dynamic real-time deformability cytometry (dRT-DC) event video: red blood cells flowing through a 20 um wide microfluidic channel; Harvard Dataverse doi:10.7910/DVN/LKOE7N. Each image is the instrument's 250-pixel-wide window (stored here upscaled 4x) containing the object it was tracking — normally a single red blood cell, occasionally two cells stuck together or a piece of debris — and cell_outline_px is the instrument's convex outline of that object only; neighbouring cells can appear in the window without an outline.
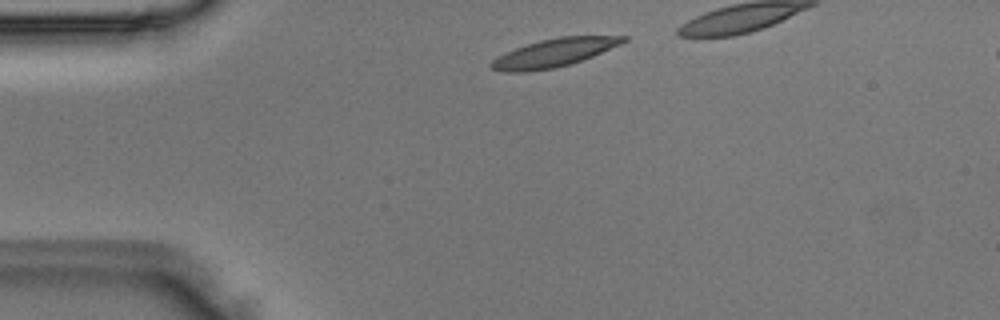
{"species": "Egyptian fruit bat (a non-hibernating species)", "species_latin": "Rousettus aegyptiacus", "temperature_condition": "room temperature", "stored_images_in_passage": 3, "camera_frame_rate_fps": 3000, "um_per_image_px": 0.085, "animal": {"sex": "male"}, "frame": {"image": 1, "passage_image": 1, "time_ms": 0.0, "image_size_px": [1000, 320], "cell_outline_px": [[628, 40], [620, 44], [592, 56], [568, 64], [552, 68], [528, 72], [500, 72], [492, 68], [488, 64], [492, 60], [516, 48], [540, 40], [560, 36], [628, 36]], "centroid_in_image_um": [47.07, 4.49], "position_along_channel_um": 37.9, "area_um2": 21.27}}